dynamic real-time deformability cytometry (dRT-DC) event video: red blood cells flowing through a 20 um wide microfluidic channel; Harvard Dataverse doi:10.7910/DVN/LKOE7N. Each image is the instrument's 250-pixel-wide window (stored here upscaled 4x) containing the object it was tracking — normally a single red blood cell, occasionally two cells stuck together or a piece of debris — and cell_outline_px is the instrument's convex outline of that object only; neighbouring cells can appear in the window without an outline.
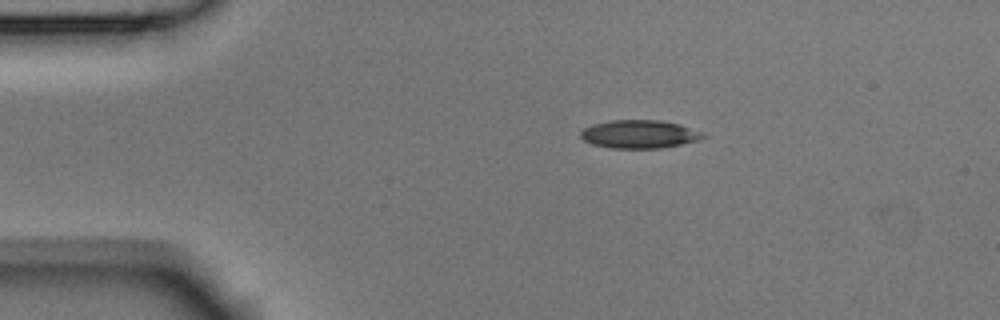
{"species": "Egyptian fruit bat (a non-hibernating species)", "species_latin": "Rousettus aegyptiacus", "temperature_condition": "room temperature", "stored_images_in_passage": 3, "camera_frame_rate_fps": 3000, "um_per_image_px": 0.085, "animal": {"sex": "male"}, "frame": {"image": 1, "passage_image": 2, "time_ms": 0.333, "image_size_px": [1000, 320], "cell_outline_px": [[704, 136], [696, 140], [680, 144], [660, 148], [612, 148], [592, 144], [584, 140], [580, 136], [580, 132], [584, 128], [592, 124], [608, 120], [660, 120], [680, 124], [704, 132]], "centroid_in_image_um": [54.31, 11.39], "position_along_channel_um": 30.7, "area_um2": 20.06}}